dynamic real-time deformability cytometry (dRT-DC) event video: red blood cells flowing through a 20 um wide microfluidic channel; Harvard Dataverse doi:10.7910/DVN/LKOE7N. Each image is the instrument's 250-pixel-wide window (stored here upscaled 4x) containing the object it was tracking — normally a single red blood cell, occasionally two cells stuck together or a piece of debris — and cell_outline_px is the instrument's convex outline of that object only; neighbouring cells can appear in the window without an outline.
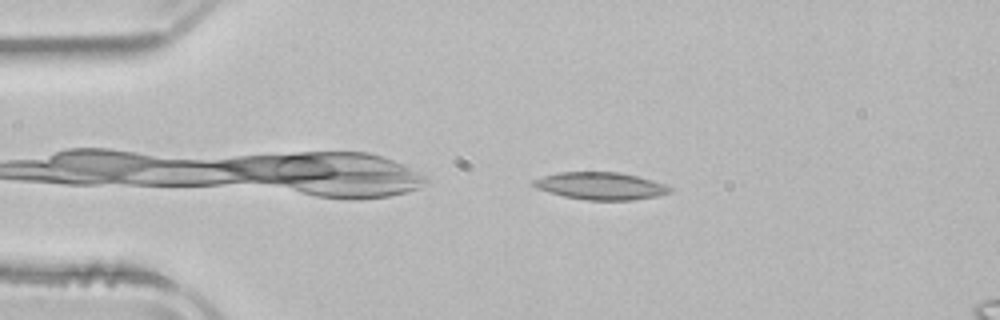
{"species": "common noctule bat (a hibernating species)", "species_latin": "Nyctalus noctula", "temperature_condition": "room temperature", "stored_images_in_passage": 44, "camera_frame_rate_fps": 3000, "um_per_image_px": 0.085, "animal": {"sex": "male", "body_mass_g": 21.5, "forearm_length_mm": 52.0}, "frame": {"image": 1, "passage_image": 3, "time_ms": 0.667, "image_size_px": [1000, 320], "cell_outline_px": [[672, 192], [656, 196], [632, 200], [584, 200], [564, 196], [548, 192], [536, 188], [532, 184], [532, 180], [544, 176], [560, 172], [620, 172], [652, 180], [664, 184], [672, 188]], "centroid_in_image_um": [51.05, 15.81], "position_along_channel_um": 34.0, "area_um2": 21.68}}
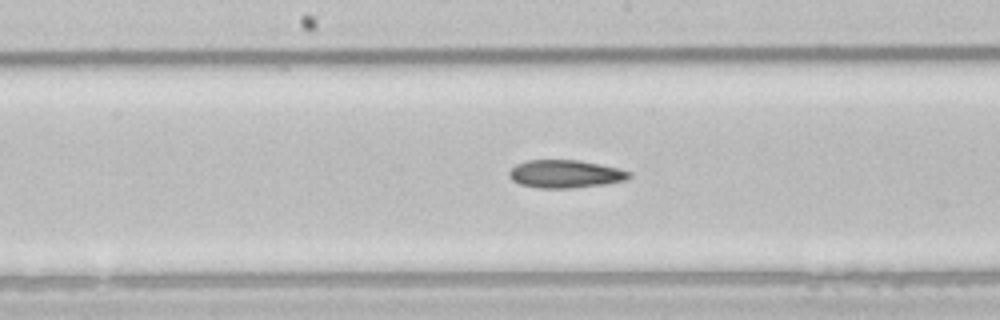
{"frame": {"image": 2, "passage_image": 19, "time_ms": 6.0, "image_size_px": [1000, 320], "cell_outline_px": [[632, 176], [624, 180], [604, 184], [572, 188], [536, 188], [520, 184], [512, 180], [508, 176], [508, 172], [516, 164], [528, 160], [580, 160], [600, 164], [632, 172]], "centroid_in_image_um": [48.02, 14.78], "position_along_channel_um": 200.2, "area_um2": 19.54}}
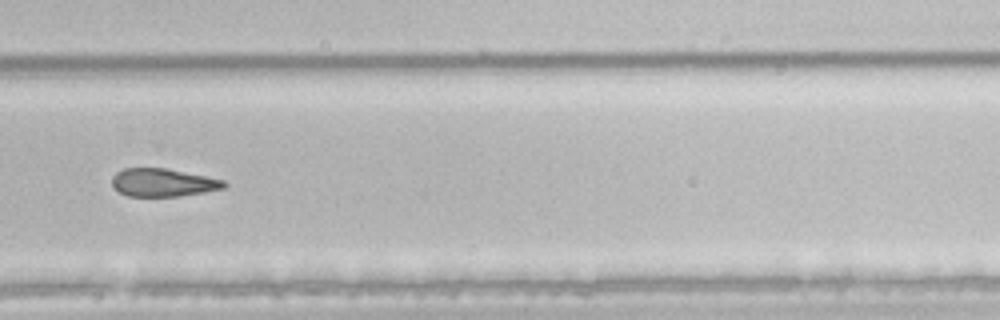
{"frame": {"image": 3, "passage_image": 28, "time_ms": 9.0, "image_size_px": [1000, 320], "cell_outline_px": [[228, 184], [224, 188], [204, 192], [180, 196], [128, 196], [120, 192], [112, 184], [112, 176], [116, 172], [124, 168], [164, 168], [224, 180]], "centroid_in_image_um": [13.84, 15.52], "position_along_channel_um": 316.0, "area_um2": 18.09}, "authors_computed_cell_mechanics": {"area_um2": 20.3167, "velocity_mm_per_s": 3.8868, "shape_relaxation_time_tau1_ms": 9.8017, "shape_relaxation_time_tau2_ms": null, "deformation_change_tau1": 0.1562, "deformation_change_tau2": null}}